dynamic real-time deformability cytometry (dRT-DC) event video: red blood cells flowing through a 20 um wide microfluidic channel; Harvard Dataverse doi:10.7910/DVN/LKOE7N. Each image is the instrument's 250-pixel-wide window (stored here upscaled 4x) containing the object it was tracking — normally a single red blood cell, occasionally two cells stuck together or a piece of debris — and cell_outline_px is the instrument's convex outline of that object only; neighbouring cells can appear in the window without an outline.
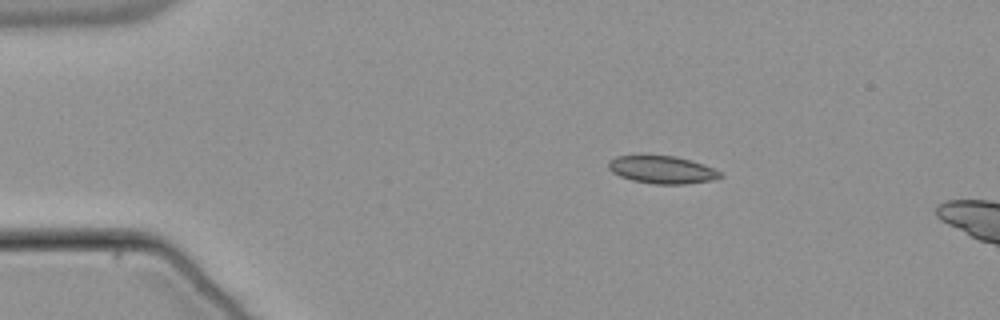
{"species": "common noctule bat (a hibernating species)", "species_latin": "Nyctalus noctula", "temperature_condition": "warm", "stored_images_in_passage": 6, "camera_frame_rate_fps": 3000, "um_per_image_px": 0.085, "animal": {"sex": "male", "body_mass_g": 21.5, "forearm_length_mm": 52.0}, "frame": {"image": 1, "passage_image": 1, "time_ms": 0.0, "image_size_px": [1000, 320], "cell_outline_px": [[724, 176], [712, 180], [684, 184], [656, 184], [632, 180], [620, 176], [612, 172], [608, 168], [608, 160], [616, 156], [636, 152], [644, 152], [676, 156], [704, 164], [720, 172]], "centroid_in_image_um": [56.19, 14.36], "position_along_channel_um": 28.8, "area_um2": 18.84}}